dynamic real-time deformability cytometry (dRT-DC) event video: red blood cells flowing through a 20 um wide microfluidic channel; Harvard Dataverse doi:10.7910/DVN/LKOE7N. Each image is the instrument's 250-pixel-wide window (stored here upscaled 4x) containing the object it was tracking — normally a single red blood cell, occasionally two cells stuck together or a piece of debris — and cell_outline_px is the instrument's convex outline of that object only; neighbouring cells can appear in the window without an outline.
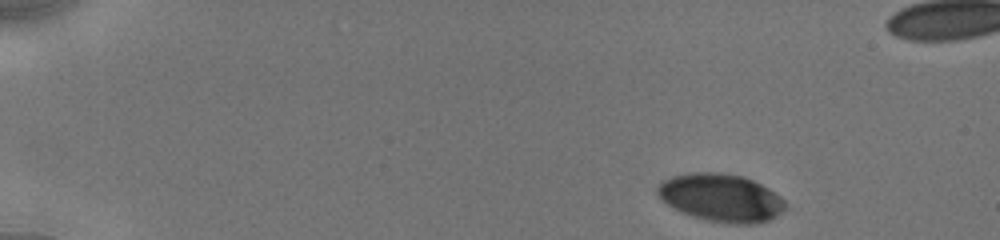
{"species": "human", "species_latin": "Homo sapiens", "temperature_condition": "cold", "stored_images_in_passage": 38, "camera_frame_rate_fps": 3000, "um_per_image_px": 0.085, "donor": {"sex": "male"}, "frame": {"image": 1, "passage_image": 1, "time_ms": 0.0, "image_size_px": [1000, 240], "cell_outline_px": [[784, 208], [776, 216], [768, 220], [756, 224], [728, 224], [704, 220], [692, 216], [672, 208], [656, 192], [656, 188], [664, 180], [672, 176], [692, 172], [716, 172], [744, 176], [768, 188], [780, 196], [784, 200]], "centroid_in_image_um": [61.27, 16.81], "position_along_channel_um": 23.7, "area_um2": 35.55}}
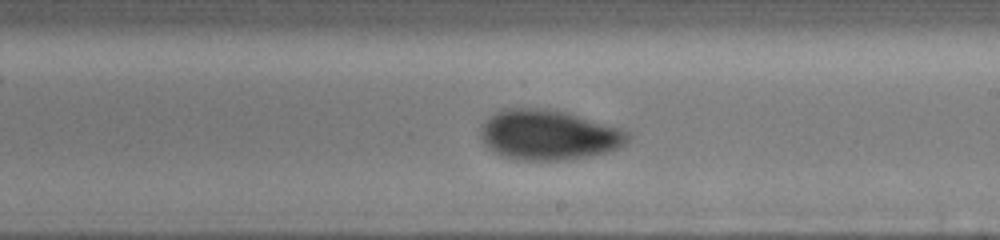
{"frame": {"image": 2, "passage_image": 21, "time_ms": 8.667, "image_size_px": [1000, 240], "cell_outline_px": [[632, 136], [620, 148], [608, 152], [592, 156], [568, 160], [516, 160], [504, 156], [488, 148], [484, 144], [480, 136], [480, 124], [488, 116], [500, 108], [548, 108], [568, 112], [620, 128], [628, 132]], "centroid_in_image_um": [46.61, 11.46], "position_along_channel_um": 242.4, "area_um2": 43.7}}
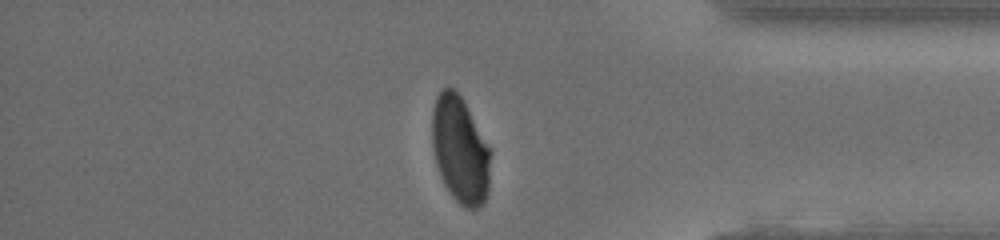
{"frame": {"image": 3, "passage_image": 33, "time_ms": 13.0, "image_size_px": [1000, 240], "cell_outline_px": [[492, 152], [488, 192], [484, 204], [476, 208], [464, 208], [452, 196], [444, 184], [440, 176], [436, 164], [432, 148], [432, 108], [436, 96], [444, 88], [456, 88]], "centroid_in_image_um": [39.11, 12.76], "position_along_channel_um": 396.1, "area_um2": 36.65}}